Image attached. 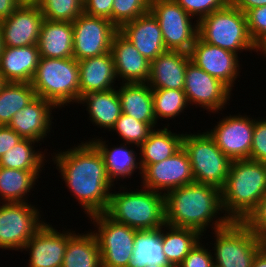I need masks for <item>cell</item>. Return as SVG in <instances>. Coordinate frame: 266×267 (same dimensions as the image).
I'll use <instances>...</instances> for the list:
<instances>
[{
    "instance_id": "obj_51",
    "label": "cell",
    "mask_w": 266,
    "mask_h": 267,
    "mask_svg": "<svg viewBox=\"0 0 266 267\" xmlns=\"http://www.w3.org/2000/svg\"><path fill=\"white\" fill-rule=\"evenodd\" d=\"M260 252L266 256V237H259L258 238Z\"/></svg>"
},
{
    "instance_id": "obj_8",
    "label": "cell",
    "mask_w": 266,
    "mask_h": 267,
    "mask_svg": "<svg viewBox=\"0 0 266 267\" xmlns=\"http://www.w3.org/2000/svg\"><path fill=\"white\" fill-rule=\"evenodd\" d=\"M210 233L215 267H252L260 247L258 238L243 221H230Z\"/></svg>"
},
{
    "instance_id": "obj_18",
    "label": "cell",
    "mask_w": 266,
    "mask_h": 267,
    "mask_svg": "<svg viewBox=\"0 0 266 267\" xmlns=\"http://www.w3.org/2000/svg\"><path fill=\"white\" fill-rule=\"evenodd\" d=\"M43 20L37 4H21L8 18L0 21L4 46L37 44Z\"/></svg>"
},
{
    "instance_id": "obj_53",
    "label": "cell",
    "mask_w": 266,
    "mask_h": 267,
    "mask_svg": "<svg viewBox=\"0 0 266 267\" xmlns=\"http://www.w3.org/2000/svg\"><path fill=\"white\" fill-rule=\"evenodd\" d=\"M8 82L4 78V75L0 72V90L7 84Z\"/></svg>"
},
{
    "instance_id": "obj_44",
    "label": "cell",
    "mask_w": 266,
    "mask_h": 267,
    "mask_svg": "<svg viewBox=\"0 0 266 267\" xmlns=\"http://www.w3.org/2000/svg\"><path fill=\"white\" fill-rule=\"evenodd\" d=\"M243 222L257 238L266 237V194Z\"/></svg>"
},
{
    "instance_id": "obj_43",
    "label": "cell",
    "mask_w": 266,
    "mask_h": 267,
    "mask_svg": "<svg viewBox=\"0 0 266 267\" xmlns=\"http://www.w3.org/2000/svg\"><path fill=\"white\" fill-rule=\"evenodd\" d=\"M246 18L249 34L256 44L266 36V5L249 10Z\"/></svg>"
},
{
    "instance_id": "obj_5",
    "label": "cell",
    "mask_w": 266,
    "mask_h": 267,
    "mask_svg": "<svg viewBox=\"0 0 266 267\" xmlns=\"http://www.w3.org/2000/svg\"><path fill=\"white\" fill-rule=\"evenodd\" d=\"M30 84L36 96L56 109L75 105L80 99L78 61L74 57H41Z\"/></svg>"
},
{
    "instance_id": "obj_36",
    "label": "cell",
    "mask_w": 266,
    "mask_h": 267,
    "mask_svg": "<svg viewBox=\"0 0 266 267\" xmlns=\"http://www.w3.org/2000/svg\"><path fill=\"white\" fill-rule=\"evenodd\" d=\"M152 96L156 122H159V119L173 121L190 108L184 90L152 89Z\"/></svg>"
},
{
    "instance_id": "obj_41",
    "label": "cell",
    "mask_w": 266,
    "mask_h": 267,
    "mask_svg": "<svg viewBox=\"0 0 266 267\" xmlns=\"http://www.w3.org/2000/svg\"><path fill=\"white\" fill-rule=\"evenodd\" d=\"M202 242L201 239L177 267H215L211 248L208 247L210 242L206 243L207 247L205 241Z\"/></svg>"
},
{
    "instance_id": "obj_9",
    "label": "cell",
    "mask_w": 266,
    "mask_h": 267,
    "mask_svg": "<svg viewBox=\"0 0 266 267\" xmlns=\"http://www.w3.org/2000/svg\"><path fill=\"white\" fill-rule=\"evenodd\" d=\"M41 212V207L31 202L0 203V249L21 252L46 223Z\"/></svg>"
},
{
    "instance_id": "obj_50",
    "label": "cell",
    "mask_w": 266,
    "mask_h": 267,
    "mask_svg": "<svg viewBox=\"0 0 266 267\" xmlns=\"http://www.w3.org/2000/svg\"><path fill=\"white\" fill-rule=\"evenodd\" d=\"M252 267H266V256L260 251L253 260Z\"/></svg>"
},
{
    "instance_id": "obj_25",
    "label": "cell",
    "mask_w": 266,
    "mask_h": 267,
    "mask_svg": "<svg viewBox=\"0 0 266 267\" xmlns=\"http://www.w3.org/2000/svg\"><path fill=\"white\" fill-rule=\"evenodd\" d=\"M37 44L23 47L4 46L0 72L7 82L30 83L40 60Z\"/></svg>"
},
{
    "instance_id": "obj_55",
    "label": "cell",
    "mask_w": 266,
    "mask_h": 267,
    "mask_svg": "<svg viewBox=\"0 0 266 267\" xmlns=\"http://www.w3.org/2000/svg\"><path fill=\"white\" fill-rule=\"evenodd\" d=\"M145 267H160V266H157V265H146Z\"/></svg>"
},
{
    "instance_id": "obj_3",
    "label": "cell",
    "mask_w": 266,
    "mask_h": 267,
    "mask_svg": "<svg viewBox=\"0 0 266 267\" xmlns=\"http://www.w3.org/2000/svg\"><path fill=\"white\" fill-rule=\"evenodd\" d=\"M266 194V163L232 160L221 189L222 209L230 221H244Z\"/></svg>"
},
{
    "instance_id": "obj_23",
    "label": "cell",
    "mask_w": 266,
    "mask_h": 267,
    "mask_svg": "<svg viewBox=\"0 0 266 267\" xmlns=\"http://www.w3.org/2000/svg\"><path fill=\"white\" fill-rule=\"evenodd\" d=\"M190 55L182 51L167 50L150 62L148 84L152 89L184 90L186 66Z\"/></svg>"
},
{
    "instance_id": "obj_33",
    "label": "cell",
    "mask_w": 266,
    "mask_h": 267,
    "mask_svg": "<svg viewBox=\"0 0 266 267\" xmlns=\"http://www.w3.org/2000/svg\"><path fill=\"white\" fill-rule=\"evenodd\" d=\"M203 237L198 231L190 228L173 227L164 224L161 227L163 252L169 263L177 267Z\"/></svg>"
},
{
    "instance_id": "obj_30",
    "label": "cell",
    "mask_w": 266,
    "mask_h": 267,
    "mask_svg": "<svg viewBox=\"0 0 266 267\" xmlns=\"http://www.w3.org/2000/svg\"><path fill=\"white\" fill-rule=\"evenodd\" d=\"M75 231L76 229H68V243L62 267H102L95 234L91 229L83 233Z\"/></svg>"
},
{
    "instance_id": "obj_46",
    "label": "cell",
    "mask_w": 266,
    "mask_h": 267,
    "mask_svg": "<svg viewBox=\"0 0 266 267\" xmlns=\"http://www.w3.org/2000/svg\"><path fill=\"white\" fill-rule=\"evenodd\" d=\"M23 138L8 126H0V158Z\"/></svg>"
},
{
    "instance_id": "obj_14",
    "label": "cell",
    "mask_w": 266,
    "mask_h": 267,
    "mask_svg": "<svg viewBox=\"0 0 266 267\" xmlns=\"http://www.w3.org/2000/svg\"><path fill=\"white\" fill-rule=\"evenodd\" d=\"M73 57L77 61L111 51L112 39L118 28L102 17L79 15L73 22Z\"/></svg>"
},
{
    "instance_id": "obj_35",
    "label": "cell",
    "mask_w": 266,
    "mask_h": 267,
    "mask_svg": "<svg viewBox=\"0 0 266 267\" xmlns=\"http://www.w3.org/2000/svg\"><path fill=\"white\" fill-rule=\"evenodd\" d=\"M35 97L30 83L8 82L0 90V126H7L12 117Z\"/></svg>"
},
{
    "instance_id": "obj_2",
    "label": "cell",
    "mask_w": 266,
    "mask_h": 267,
    "mask_svg": "<svg viewBox=\"0 0 266 267\" xmlns=\"http://www.w3.org/2000/svg\"><path fill=\"white\" fill-rule=\"evenodd\" d=\"M164 206L165 224L190 228L203 236L207 229L214 231L230 222L222 209L221 190L207 184L194 182L169 191Z\"/></svg>"
},
{
    "instance_id": "obj_21",
    "label": "cell",
    "mask_w": 266,
    "mask_h": 267,
    "mask_svg": "<svg viewBox=\"0 0 266 267\" xmlns=\"http://www.w3.org/2000/svg\"><path fill=\"white\" fill-rule=\"evenodd\" d=\"M116 75L120 83H147L150 73L148 61L137 48L119 31L115 33L111 44Z\"/></svg>"
},
{
    "instance_id": "obj_45",
    "label": "cell",
    "mask_w": 266,
    "mask_h": 267,
    "mask_svg": "<svg viewBox=\"0 0 266 267\" xmlns=\"http://www.w3.org/2000/svg\"><path fill=\"white\" fill-rule=\"evenodd\" d=\"M83 3L86 15L106 18L112 22L113 0H83Z\"/></svg>"
},
{
    "instance_id": "obj_49",
    "label": "cell",
    "mask_w": 266,
    "mask_h": 267,
    "mask_svg": "<svg viewBox=\"0 0 266 267\" xmlns=\"http://www.w3.org/2000/svg\"><path fill=\"white\" fill-rule=\"evenodd\" d=\"M255 52L258 53L261 58L262 55L264 56L263 58H266V36L262 39H260L256 44H255ZM261 52V53H260Z\"/></svg>"
},
{
    "instance_id": "obj_22",
    "label": "cell",
    "mask_w": 266,
    "mask_h": 267,
    "mask_svg": "<svg viewBox=\"0 0 266 267\" xmlns=\"http://www.w3.org/2000/svg\"><path fill=\"white\" fill-rule=\"evenodd\" d=\"M118 31L150 62L167 51L159 23L150 11L123 24Z\"/></svg>"
},
{
    "instance_id": "obj_12",
    "label": "cell",
    "mask_w": 266,
    "mask_h": 267,
    "mask_svg": "<svg viewBox=\"0 0 266 267\" xmlns=\"http://www.w3.org/2000/svg\"><path fill=\"white\" fill-rule=\"evenodd\" d=\"M184 81V92L190 106L203 108L211 115L222 114L224 109L227 110L226 106L230 105L232 91L191 61L186 66Z\"/></svg>"
},
{
    "instance_id": "obj_28",
    "label": "cell",
    "mask_w": 266,
    "mask_h": 267,
    "mask_svg": "<svg viewBox=\"0 0 266 267\" xmlns=\"http://www.w3.org/2000/svg\"><path fill=\"white\" fill-rule=\"evenodd\" d=\"M40 57H73V26L71 22L44 19L38 39Z\"/></svg>"
},
{
    "instance_id": "obj_38",
    "label": "cell",
    "mask_w": 266,
    "mask_h": 267,
    "mask_svg": "<svg viewBox=\"0 0 266 267\" xmlns=\"http://www.w3.org/2000/svg\"><path fill=\"white\" fill-rule=\"evenodd\" d=\"M37 5L46 20L72 23L84 13L83 0H41Z\"/></svg>"
},
{
    "instance_id": "obj_7",
    "label": "cell",
    "mask_w": 266,
    "mask_h": 267,
    "mask_svg": "<svg viewBox=\"0 0 266 267\" xmlns=\"http://www.w3.org/2000/svg\"><path fill=\"white\" fill-rule=\"evenodd\" d=\"M182 147L186 151L194 182L219 188L226 183L231 160L219 149L207 131L184 133Z\"/></svg>"
},
{
    "instance_id": "obj_1",
    "label": "cell",
    "mask_w": 266,
    "mask_h": 267,
    "mask_svg": "<svg viewBox=\"0 0 266 267\" xmlns=\"http://www.w3.org/2000/svg\"><path fill=\"white\" fill-rule=\"evenodd\" d=\"M80 142L63 151L54 150L50 162L56 165L55 169L70 195L78 201L77 205H81L88 217L106 212L110 192L115 185L109 178L98 148L91 141Z\"/></svg>"
},
{
    "instance_id": "obj_47",
    "label": "cell",
    "mask_w": 266,
    "mask_h": 267,
    "mask_svg": "<svg viewBox=\"0 0 266 267\" xmlns=\"http://www.w3.org/2000/svg\"><path fill=\"white\" fill-rule=\"evenodd\" d=\"M20 5L18 0H0V21L8 18Z\"/></svg>"
},
{
    "instance_id": "obj_17",
    "label": "cell",
    "mask_w": 266,
    "mask_h": 267,
    "mask_svg": "<svg viewBox=\"0 0 266 267\" xmlns=\"http://www.w3.org/2000/svg\"><path fill=\"white\" fill-rule=\"evenodd\" d=\"M54 227L46 222L25 244L21 250L29 253L25 267H62L68 243V229L58 231Z\"/></svg>"
},
{
    "instance_id": "obj_20",
    "label": "cell",
    "mask_w": 266,
    "mask_h": 267,
    "mask_svg": "<svg viewBox=\"0 0 266 267\" xmlns=\"http://www.w3.org/2000/svg\"><path fill=\"white\" fill-rule=\"evenodd\" d=\"M98 137L89 138L86 141H91L101 152L109 178L115 186L121 180L122 182L124 179L127 181L128 179L126 178H130L131 180V177L137 171V174L140 175L139 179H141L142 169L139 162L138 146L124 142H121L120 145L113 146L111 143H108L109 140L106 141L102 136ZM133 147H137V151Z\"/></svg>"
},
{
    "instance_id": "obj_19",
    "label": "cell",
    "mask_w": 266,
    "mask_h": 267,
    "mask_svg": "<svg viewBox=\"0 0 266 267\" xmlns=\"http://www.w3.org/2000/svg\"><path fill=\"white\" fill-rule=\"evenodd\" d=\"M56 107L36 96L27 106L18 111L7 125L23 139L43 142L50 136ZM53 123V124H52Z\"/></svg>"
},
{
    "instance_id": "obj_29",
    "label": "cell",
    "mask_w": 266,
    "mask_h": 267,
    "mask_svg": "<svg viewBox=\"0 0 266 267\" xmlns=\"http://www.w3.org/2000/svg\"><path fill=\"white\" fill-rule=\"evenodd\" d=\"M117 92L122 113L140 122L157 123L154 113L152 88L148 83H120Z\"/></svg>"
},
{
    "instance_id": "obj_24",
    "label": "cell",
    "mask_w": 266,
    "mask_h": 267,
    "mask_svg": "<svg viewBox=\"0 0 266 267\" xmlns=\"http://www.w3.org/2000/svg\"><path fill=\"white\" fill-rule=\"evenodd\" d=\"M78 69L80 97L90 92L107 91L118 86L111 51L78 61ZM116 83L117 85H114Z\"/></svg>"
},
{
    "instance_id": "obj_37",
    "label": "cell",
    "mask_w": 266,
    "mask_h": 267,
    "mask_svg": "<svg viewBox=\"0 0 266 267\" xmlns=\"http://www.w3.org/2000/svg\"><path fill=\"white\" fill-rule=\"evenodd\" d=\"M158 124H160V122H140L130 115L122 113L110 130V133H116L122 140L121 142L134 144L139 147L148 139L149 134L155 128H158V126H160Z\"/></svg>"
},
{
    "instance_id": "obj_48",
    "label": "cell",
    "mask_w": 266,
    "mask_h": 267,
    "mask_svg": "<svg viewBox=\"0 0 266 267\" xmlns=\"http://www.w3.org/2000/svg\"><path fill=\"white\" fill-rule=\"evenodd\" d=\"M231 2L245 14L253 8L266 5V0H231Z\"/></svg>"
},
{
    "instance_id": "obj_11",
    "label": "cell",
    "mask_w": 266,
    "mask_h": 267,
    "mask_svg": "<svg viewBox=\"0 0 266 267\" xmlns=\"http://www.w3.org/2000/svg\"><path fill=\"white\" fill-rule=\"evenodd\" d=\"M149 11L159 23L166 49L189 54L198 37V22L175 0H150Z\"/></svg>"
},
{
    "instance_id": "obj_54",
    "label": "cell",
    "mask_w": 266,
    "mask_h": 267,
    "mask_svg": "<svg viewBox=\"0 0 266 267\" xmlns=\"http://www.w3.org/2000/svg\"><path fill=\"white\" fill-rule=\"evenodd\" d=\"M4 49V44H3V38H2V29H1V25H0V58H1V54L3 52Z\"/></svg>"
},
{
    "instance_id": "obj_15",
    "label": "cell",
    "mask_w": 266,
    "mask_h": 267,
    "mask_svg": "<svg viewBox=\"0 0 266 267\" xmlns=\"http://www.w3.org/2000/svg\"><path fill=\"white\" fill-rule=\"evenodd\" d=\"M140 186L166 194L173 189L194 183L189 157L183 147L173 156L142 171Z\"/></svg>"
},
{
    "instance_id": "obj_52",
    "label": "cell",
    "mask_w": 266,
    "mask_h": 267,
    "mask_svg": "<svg viewBox=\"0 0 266 267\" xmlns=\"http://www.w3.org/2000/svg\"><path fill=\"white\" fill-rule=\"evenodd\" d=\"M21 4H38L41 0H18Z\"/></svg>"
},
{
    "instance_id": "obj_42",
    "label": "cell",
    "mask_w": 266,
    "mask_h": 267,
    "mask_svg": "<svg viewBox=\"0 0 266 267\" xmlns=\"http://www.w3.org/2000/svg\"><path fill=\"white\" fill-rule=\"evenodd\" d=\"M250 160L266 163V116L255 117Z\"/></svg>"
},
{
    "instance_id": "obj_39",
    "label": "cell",
    "mask_w": 266,
    "mask_h": 267,
    "mask_svg": "<svg viewBox=\"0 0 266 267\" xmlns=\"http://www.w3.org/2000/svg\"><path fill=\"white\" fill-rule=\"evenodd\" d=\"M149 8L150 0H113L112 23L119 29L123 24L149 12Z\"/></svg>"
},
{
    "instance_id": "obj_10",
    "label": "cell",
    "mask_w": 266,
    "mask_h": 267,
    "mask_svg": "<svg viewBox=\"0 0 266 267\" xmlns=\"http://www.w3.org/2000/svg\"><path fill=\"white\" fill-rule=\"evenodd\" d=\"M98 241L102 267H127L138 230L111 219L105 212L88 216Z\"/></svg>"
},
{
    "instance_id": "obj_34",
    "label": "cell",
    "mask_w": 266,
    "mask_h": 267,
    "mask_svg": "<svg viewBox=\"0 0 266 267\" xmlns=\"http://www.w3.org/2000/svg\"><path fill=\"white\" fill-rule=\"evenodd\" d=\"M38 143L41 146L40 142L22 139L0 158V167L26 171L45 170V163L49 161L48 159L51 160V153L47 154L48 149H45L44 152L40 148L36 149Z\"/></svg>"
},
{
    "instance_id": "obj_16",
    "label": "cell",
    "mask_w": 266,
    "mask_h": 267,
    "mask_svg": "<svg viewBox=\"0 0 266 267\" xmlns=\"http://www.w3.org/2000/svg\"><path fill=\"white\" fill-rule=\"evenodd\" d=\"M189 55L191 62L197 67L219 79L233 91L235 81L240 78V70H242V64H240L242 59L239 55L206 43L199 37L196 38Z\"/></svg>"
},
{
    "instance_id": "obj_6",
    "label": "cell",
    "mask_w": 266,
    "mask_h": 267,
    "mask_svg": "<svg viewBox=\"0 0 266 267\" xmlns=\"http://www.w3.org/2000/svg\"><path fill=\"white\" fill-rule=\"evenodd\" d=\"M198 37L206 43L239 56L243 51L255 52V43L248 31L246 14L232 2L198 22Z\"/></svg>"
},
{
    "instance_id": "obj_13",
    "label": "cell",
    "mask_w": 266,
    "mask_h": 267,
    "mask_svg": "<svg viewBox=\"0 0 266 267\" xmlns=\"http://www.w3.org/2000/svg\"><path fill=\"white\" fill-rule=\"evenodd\" d=\"M210 129H205L219 149L232 161L250 159L254 131V116L247 114H226L218 118Z\"/></svg>"
},
{
    "instance_id": "obj_26",
    "label": "cell",
    "mask_w": 266,
    "mask_h": 267,
    "mask_svg": "<svg viewBox=\"0 0 266 267\" xmlns=\"http://www.w3.org/2000/svg\"><path fill=\"white\" fill-rule=\"evenodd\" d=\"M77 104L86 108L89 122H92L93 126L108 132L122 114L117 88L87 93L80 97Z\"/></svg>"
},
{
    "instance_id": "obj_4",
    "label": "cell",
    "mask_w": 266,
    "mask_h": 267,
    "mask_svg": "<svg viewBox=\"0 0 266 267\" xmlns=\"http://www.w3.org/2000/svg\"><path fill=\"white\" fill-rule=\"evenodd\" d=\"M117 185L110 192L105 212L111 219L138 231L155 230L165 224L164 194L142 186L133 190L127 189V184Z\"/></svg>"
},
{
    "instance_id": "obj_40",
    "label": "cell",
    "mask_w": 266,
    "mask_h": 267,
    "mask_svg": "<svg viewBox=\"0 0 266 267\" xmlns=\"http://www.w3.org/2000/svg\"><path fill=\"white\" fill-rule=\"evenodd\" d=\"M195 21L225 8L231 0H175Z\"/></svg>"
},
{
    "instance_id": "obj_31",
    "label": "cell",
    "mask_w": 266,
    "mask_h": 267,
    "mask_svg": "<svg viewBox=\"0 0 266 267\" xmlns=\"http://www.w3.org/2000/svg\"><path fill=\"white\" fill-rule=\"evenodd\" d=\"M42 172L0 167V203L30 202L28 196Z\"/></svg>"
},
{
    "instance_id": "obj_32",
    "label": "cell",
    "mask_w": 266,
    "mask_h": 267,
    "mask_svg": "<svg viewBox=\"0 0 266 267\" xmlns=\"http://www.w3.org/2000/svg\"><path fill=\"white\" fill-rule=\"evenodd\" d=\"M162 247L161 228L137 231L132 257L127 267H145L146 265L173 267Z\"/></svg>"
},
{
    "instance_id": "obj_27",
    "label": "cell",
    "mask_w": 266,
    "mask_h": 267,
    "mask_svg": "<svg viewBox=\"0 0 266 267\" xmlns=\"http://www.w3.org/2000/svg\"><path fill=\"white\" fill-rule=\"evenodd\" d=\"M166 124L161 128H155L149 134L148 139L138 147L142 171L148 165L159 163L173 156L182 148L184 133L171 131L170 123Z\"/></svg>"
}]
</instances>
